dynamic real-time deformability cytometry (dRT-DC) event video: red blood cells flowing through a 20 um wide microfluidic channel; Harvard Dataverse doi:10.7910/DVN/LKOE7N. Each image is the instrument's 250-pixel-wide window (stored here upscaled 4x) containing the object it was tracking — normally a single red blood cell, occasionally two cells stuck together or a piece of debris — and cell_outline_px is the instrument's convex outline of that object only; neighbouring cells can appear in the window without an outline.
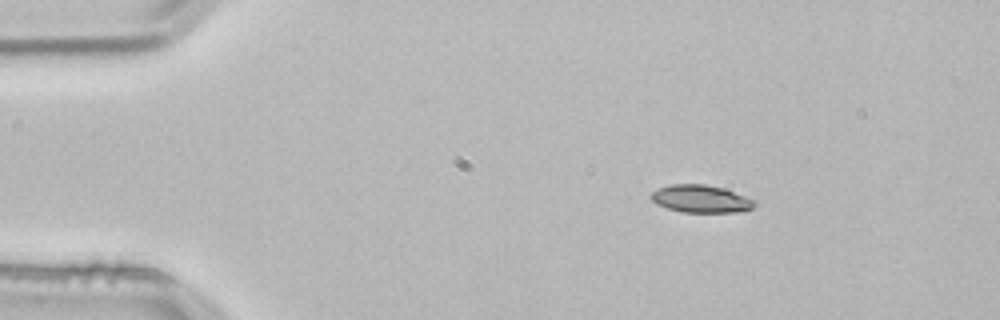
{"species": "common noctule bat (a hibernating species)", "species_latin": "Nyctalus noctula", "temperature_condition": "room temperature", "stored_images_in_passage": 2, "camera_frame_rate_fps": 3000, "um_per_image_px": 0.085, "animal": {"sex": "male", "body_mass_g": 21.5, "forearm_length_mm": 52.0}, "frame": {"image": 1, "passage_image": 1, "time_ms": 0.0, "image_size_px": [1000, 320], "cell_outline_px": [[756, 204], [752, 208], [736, 212], [680, 212], [656, 204], [648, 196], [652, 192], [660, 188], [672, 184], [704, 184], [724, 188], [756, 200]], "centroid_in_image_um": [59.57, 16.9], "position_along_channel_um": 25.4, "area_um2": 16.65}}